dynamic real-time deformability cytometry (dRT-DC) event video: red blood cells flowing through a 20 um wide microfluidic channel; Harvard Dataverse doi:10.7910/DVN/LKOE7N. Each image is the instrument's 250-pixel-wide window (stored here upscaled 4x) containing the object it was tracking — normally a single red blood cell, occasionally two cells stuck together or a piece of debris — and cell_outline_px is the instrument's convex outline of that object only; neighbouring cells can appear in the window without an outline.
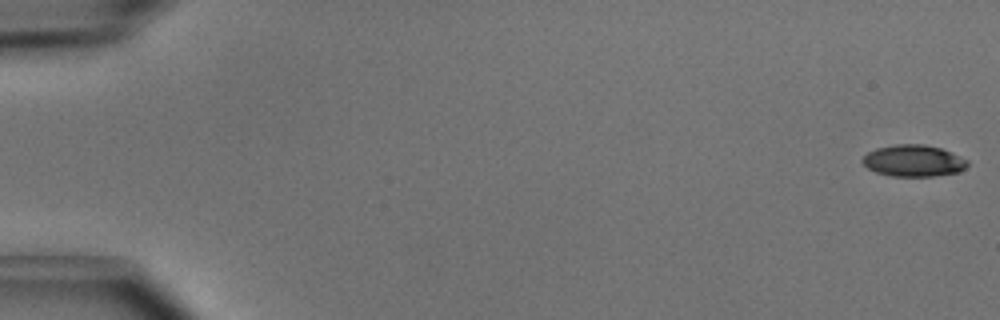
{"species": "common noctule bat (a hibernating species)", "species_latin": "Nyctalus noctula", "temperature_condition": "cold", "stored_images_in_passage": 50, "camera_frame_rate_fps": 3000, "um_per_image_px": 0.085, "animal": {"sex": "male", "body_mass_g": 15.6}, "frame": {"image": 1, "passage_image": 1, "time_ms": 0.0, "image_size_px": [1000, 320], "cell_outline_px": [[968, 164], [960, 172], [936, 176], [892, 176], [876, 172], [868, 168], [860, 160], [868, 152], [876, 148], [896, 144], [924, 144], [940, 148], [952, 152], [968, 160]], "centroid_in_image_um": [77.66, 13.66], "position_along_channel_um": 7.3, "area_um2": 19.42}}
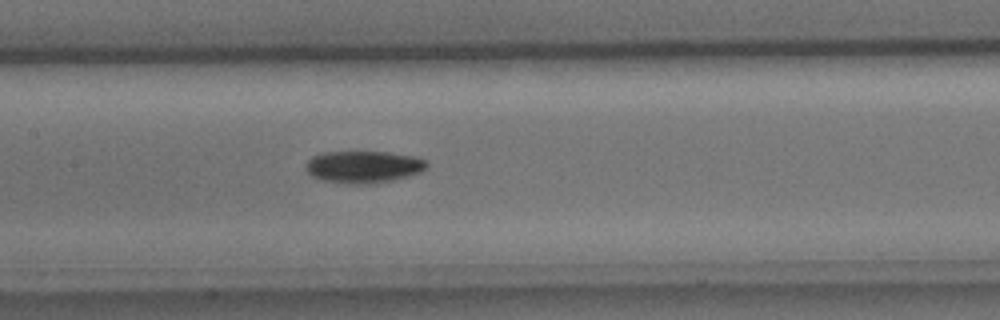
{"frame": {"image": 2, "passage_image": 25, "time_ms": 8.0, "image_size_px": [1000, 320], "cell_outline_px": [[428, 164], [420, 172], [408, 176], [368, 184], [352, 184], [324, 180], [312, 176], [304, 168], [304, 164], [312, 156], [324, 152], [388, 152], [412, 156], [428, 160]], "centroid_in_image_um": [30.86, 14.17], "position_along_channel_um": 176.5, "area_um2": 22.43}}
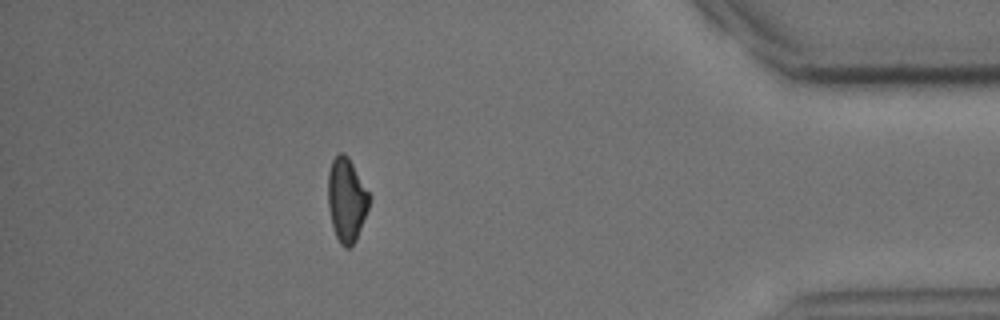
{"frame": {"image": 3, "passage_image": 45, "time_ms": 14.667, "image_size_px": [1000, 320], "cell_outline_px": [[372, 196], [368, 208], [356, 240], [348, 248], [344, 248], [340, 244], [336, 236], [332, 224], [328, 208], [328, 172], [332, 160], [340, 152], [344, 152], [348, 156]], "centroid_in_image_um": [29.46, 16.96], "position_along_channel_um": 405.7, "area_um2": 20.29}, "authors_computed_cell_mechanics": {"area_um2": 20.808, "velocity_mm_per_s": 4.0525, "shape_relaxation_time_tau1_ms": 2.7312, "shape_relaxation_time_tau2_ms": null, "deformation_change_tau1": 0.114, "deformation_change_tau2": null}}